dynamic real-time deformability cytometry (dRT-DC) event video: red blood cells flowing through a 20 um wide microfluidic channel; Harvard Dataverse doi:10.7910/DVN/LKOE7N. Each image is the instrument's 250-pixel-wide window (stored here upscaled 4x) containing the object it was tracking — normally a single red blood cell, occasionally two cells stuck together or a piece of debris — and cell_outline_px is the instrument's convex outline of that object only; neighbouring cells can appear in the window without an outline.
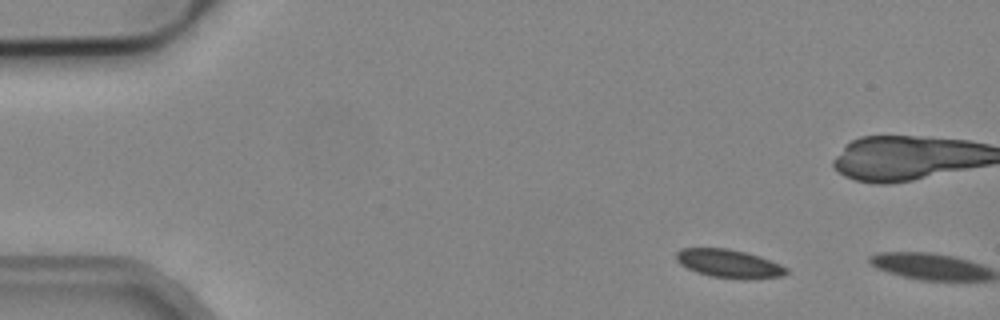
{"species": "common noctule bat (a hibernating species)", "species_latin": "Nyctalus noctula", "temperature_condition": "cold", "stored_images_in_passage": 2, "camera_frame_rate_fps": 3000, "um_per_image_px": 0.085, "animal": {"sex": "male", "body_mass_g": 19.2, "forearm_length_mm": 51.8}, "frame": {"image": 1, "passage_image": 1, "time_ms": 0.0, "image_size_px": [1000, 320], "cell_outline_px": [[788, 272], [784, 276], [744, 280], [712, 276], [696, 272], [680, 264], [676, 260], [676, 252], [680, 248], [728, 248], [760, 256], [780, 264], [788, 268]], "centroid_in_image_um": [61.98, 22.41], "position_along_channel_um": 23.0, "area_um2": 18.32}}